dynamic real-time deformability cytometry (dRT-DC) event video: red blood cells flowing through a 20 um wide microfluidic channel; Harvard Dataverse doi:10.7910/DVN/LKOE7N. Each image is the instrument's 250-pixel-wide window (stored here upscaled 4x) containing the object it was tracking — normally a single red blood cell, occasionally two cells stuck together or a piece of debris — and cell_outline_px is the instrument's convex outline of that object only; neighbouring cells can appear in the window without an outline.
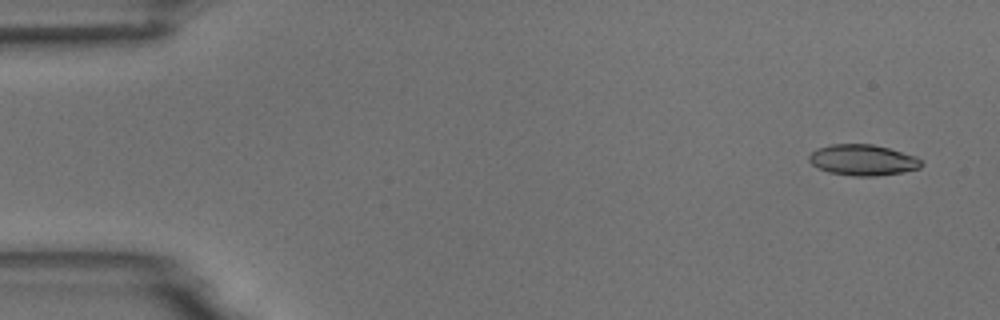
{"species": "common noctule bat (a hibernating species)", "species_latin": "Nyctalus noctula", "temperature_condition": "room temperature", "stored_images_in_passage": 8, "camera_frame_rate_fps": 3000, "um_per_image_px": 0.085, "animal": {"sex": "male", "body_mass_g": 18.8}, "frame": {"image": 1, "passage_image": 1, "time_ms": 0.0, "image_size_px": [1000, 320], "cell_outline_px": [[924, 164], [920, 168], [904, 172], [876, 176], [852, 176], [828, 172], [812, 164], [808, 160], [808, 156], [816, 148], [832, 144], [872, 144], [888, 148], [916, 156], [924, 160]], "centroid_in_image_um": [73.37, 13.6], "position_along_channel_um": 11.6, "area_um2": 20.4}}
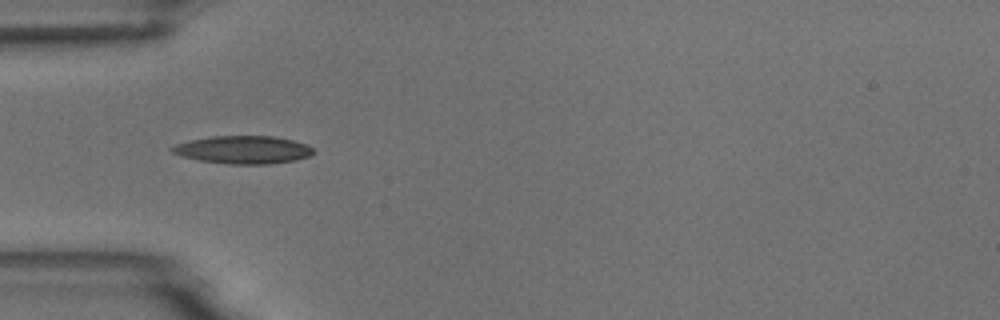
{"frame": {"image": 2, "passage_image": 5, "time_ms": 4.667, "image_size_px": [1000, 320], "cell_outline_px": [[316, 152], [308, 156], [296, 160], [268, 164], [228, 164], [200, 160], [180, 156], [172, 152], [168, 148], [176, 144], [188, 140], [212, 136], [272, 136], [292, 140], [304, 144], [312, 148]], "centroid_in_image_um": [20.63, 12.73], "position_along_channel_um": 64.4, "area_um2": 22.95}}